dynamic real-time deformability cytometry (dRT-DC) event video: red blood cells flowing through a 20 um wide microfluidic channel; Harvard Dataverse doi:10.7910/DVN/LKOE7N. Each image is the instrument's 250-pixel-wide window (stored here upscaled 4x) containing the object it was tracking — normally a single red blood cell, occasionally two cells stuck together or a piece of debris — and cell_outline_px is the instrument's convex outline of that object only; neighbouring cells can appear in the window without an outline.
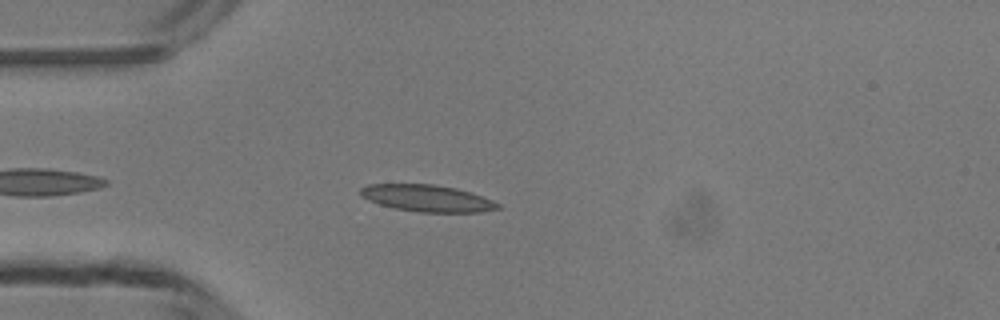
{"species": "common noctule bat (a hibernating species)", "species_latin": "Nyctalus noctula", "temperature_condition": "room temperature", "stored_images_in_passage": 34, "camera_frame_rate_fps": 3000, "um_per_image_px": 0.085, "animal": {"sex": "male", "body_mass_g": 13.3}, "frame": {"image": 1, "passage_image": 5, "time_ms": 1.333, "image_size_px": [1000, 320], "cell_outline_px": [[500, 208], [480, 212], [420, 212], [396, 208], [380, 204], [368, 200], [360, 196], [356, 192], [360, 188], [368, 184], [432, 184], [456, 188], [492, 200], [500, 204]], "centroid_in_image_um": [36.25, 16.84], "position_along_channel_um": 48.8, "area_um2": 21.33}}
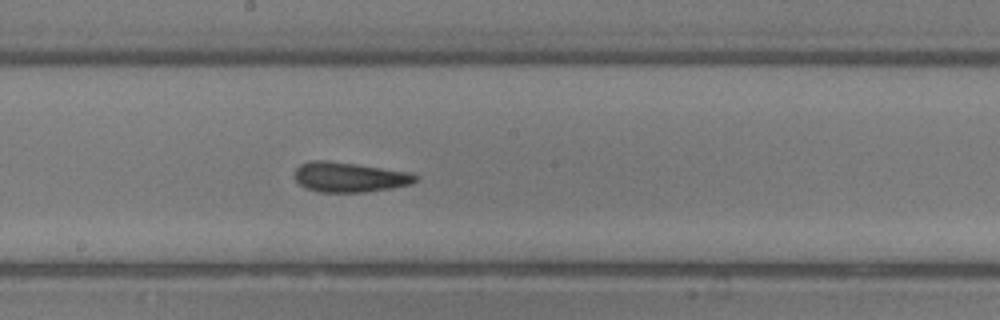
{"frame": {"image": 2, "passage_image": 18, "time_ms": 5.667, "image_size_px": [1000, 320], "cell_outline_px": [[420, 176], [412, 184], [392, 188], [364, 192], [320, 192], [308, 188], [300, 184], [296, 180], [296, 168], [300, 164], [312, 160], [324, 160], [412, 172]], "centroid_in_image_um": [29.75, 15.06], "position_along_channel_um": 218.4, "area_um2": 20.92}}
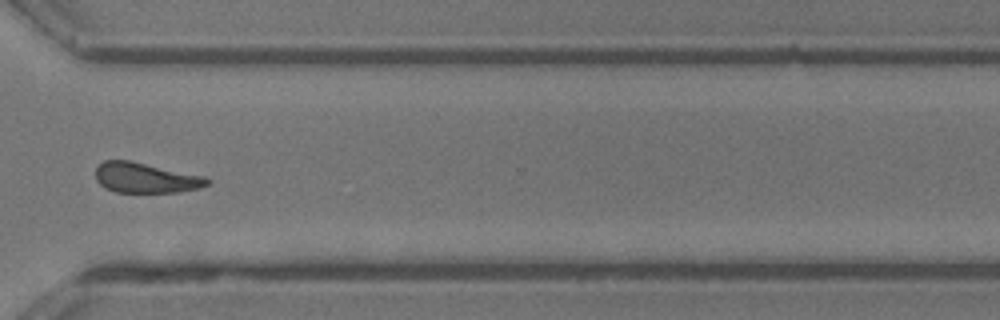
{"frame": {"image": 3, "passage_image": 28, "time_ms": 9.0, "image_size_px": [1000, 320], "cell_outline_px": [[212, 180], [208, 184], [200, 188], [180, 192], [116, 192], [104, 188], [96, 180], [96, 168], [104, 160], [128, 160], [204, 176]], "centroid_in_image_um": [12.38, 15.12], "position_along_channel_um": 358.2, "area_um2": 19.59}, "authors_computed_cell_mechanics": {"area_um2": 20.6924, "velocity_mm_per_s": 4.2051, "shape_relaxation_time_tau1_ms": 3.7767, "shape_relaxation_time_tau2_ms": 2.1312, "deformation_change_tau1": 0.1311, "deformation_change_tau2": 0.1125}}